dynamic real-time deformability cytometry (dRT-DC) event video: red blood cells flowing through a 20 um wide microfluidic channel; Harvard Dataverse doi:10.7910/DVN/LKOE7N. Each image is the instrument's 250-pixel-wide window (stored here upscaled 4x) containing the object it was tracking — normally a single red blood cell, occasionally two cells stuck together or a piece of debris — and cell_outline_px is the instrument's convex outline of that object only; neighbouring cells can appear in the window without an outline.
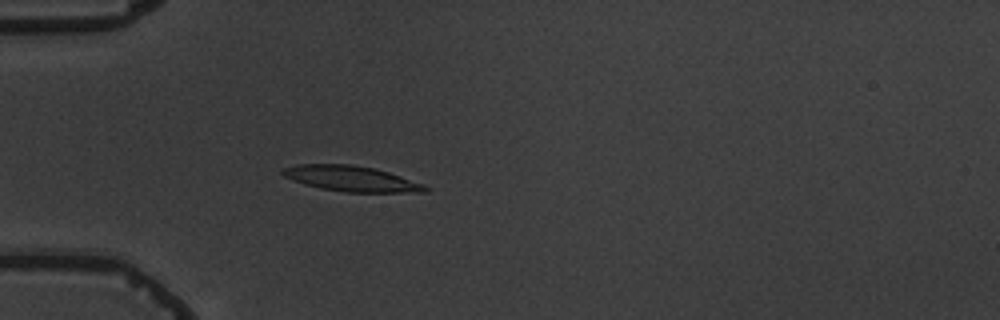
{"species": "common noctule bat (a hibernating species)", "species_latin": "Nyctalus noctula", "temperature_condition": "warm", "stored_images_in_passage": 5, "camera_frame_rate_fps": 3000, "um_per_image_px": 0.085, "animal": {"sex": "male", "body_mass_g": 19.5, "forearm_length_mm": 54.6}, "frame": {"image": 1, "passage_image": 5, "time_ms": 5.333, "image_size_px": [1000, 320], "cell_outline_px": [[432, 188], [428, 192], [344, 192], [320, 188], [304, 184], [292, 180], [284, 176], [280, 172], [284, 168], [296, 164], [352, 164], [376, 168], [424, 184]], "centroid_in_image_um": [29.88, 15.18], "position_along_channel_um": 55.1, "area_um2": 21.33}}